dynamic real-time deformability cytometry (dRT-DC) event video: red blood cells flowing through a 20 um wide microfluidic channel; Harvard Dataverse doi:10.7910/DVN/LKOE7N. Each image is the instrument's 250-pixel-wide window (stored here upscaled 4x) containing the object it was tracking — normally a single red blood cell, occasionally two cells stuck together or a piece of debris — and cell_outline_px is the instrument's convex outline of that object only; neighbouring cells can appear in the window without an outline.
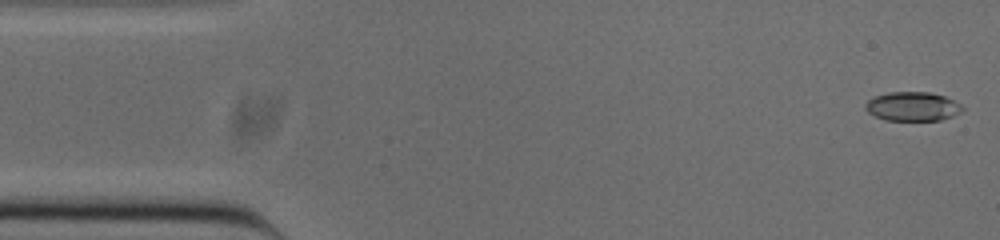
{"species": "common noctule bat (a hibernating species)", "species_latin": "Nyctalus noctula", "temperature_condition": "cold", "stored_images_in_passage": 51, "camera_frame_rate_fps": 3000, "um_per_image_px": 0.085, "animal": {"sex": "male", "body_mass_g": 20.0, "forearm_length_mm": 53.3}, "frame": {"image": 1, "passage_image": 1, "time_ms": 0.0, "image_size_px": [1000, 240], "cell_outline_px": [[964, 108], [960, 112], [952, 116], [940, 120], [888, 120], [876, 116], [868, 112], [864, 108], [868, 100], [876, 96], [892, 92], [928, 92], [944, 96], [960, 104]], "centroid_in_image_um": [77.57, 9.05], "position_along_channel_um": 7.4, "area_um2": 16.13}}
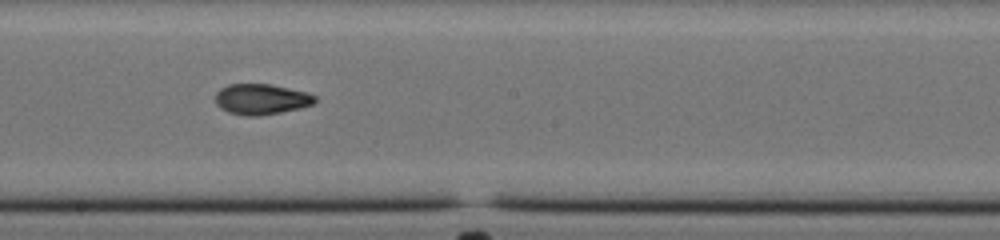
{"frame": {"image": 2, "passage_image": 27, "time_ms": 8.667, "image_size_px": [1000, 240], "cell_outline_px": [[316, 100], [312, 104], [300, 108], [280, 112], [256, 116], [244, 116], [228, 112], [220, 108], [216, 104], [216, 92], [220, 88], [228, 84], [272, 84], [308, 92], [316, 96]], "centroid_in_image_um": [22.2, 8.42], "position_along_channel_um": 226.0, "area_um2": 17.86}}
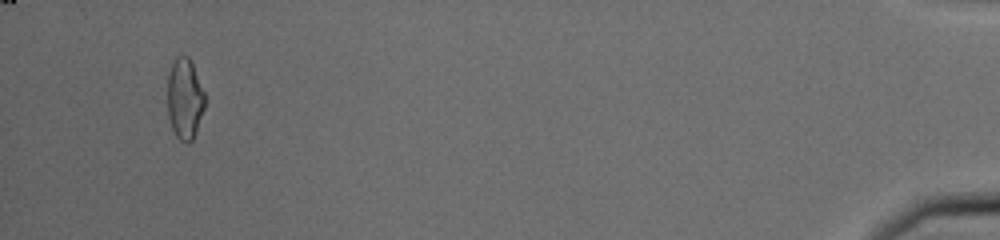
{"frame": {"image": 3, "passage_image": 49, "time_ms": 16.0, "image_size_px": [1000, 240], "cell_outline_px": [[204, 108], [192, 140], [188, 144], [180, 140], [176, 136], [172, 128], [168, 116], [168, 76], [172, 64], [176, 56], [188, 56], [192, 60], [204, 92]], "centroid_in_image_um": [15.7, 8.37], "position_along_channel_um": 419.5, "area_um2": 17.51}, "authors_computed_cell_mechanics": {"area_um2": 17.5134, "velocity_mm_per_s": 3.8533, "shape_relaxation_time_tau1_ms": null, "shape_relaxation_time_tau2_ms": 2.4338, "deformation_change_tau1": null, "deformation_change_tau2": 0.0821}}